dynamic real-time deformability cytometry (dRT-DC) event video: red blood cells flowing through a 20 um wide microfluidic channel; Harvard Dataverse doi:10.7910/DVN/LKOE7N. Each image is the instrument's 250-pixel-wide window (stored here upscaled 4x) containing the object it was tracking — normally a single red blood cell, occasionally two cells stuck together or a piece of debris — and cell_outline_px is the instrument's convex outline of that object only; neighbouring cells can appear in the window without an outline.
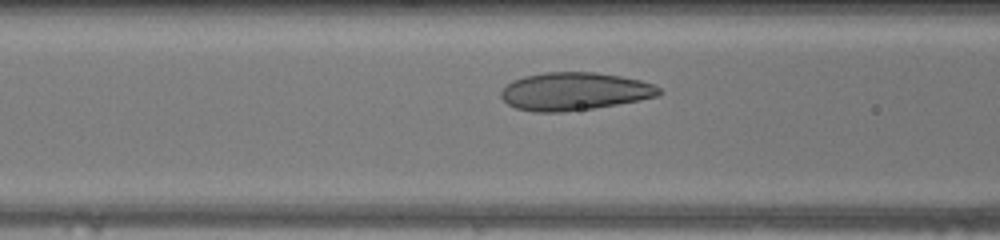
{"species": "human", "species_latin": "Homo sapiens", "temperature_condition": "warm", "stored_images_in_passage": 15, "camera_frame_rate_fps": 3000, "um_per_image_px": 0.085, "donor": {"sex": "female"}, "frame": {"image": 1, "passage_image": 7, "time_ms": 2.0, "image_size_px": [1000, 240], "cell_outline_px": [[660, 96], [640, 100], [592, 108], [560, 112], [536, 112], [516, 108], [508, 104], [500, 96], [500, 92], [512, 80], [524, 76], [544, 72], [592, 72], [620, 76], [640, 80], [652, 84], [660, 88]], "centroid_in_image_um": [48.81, 7.76], "position_along_channel_um": 117.8, "area_um2": 34.68}}
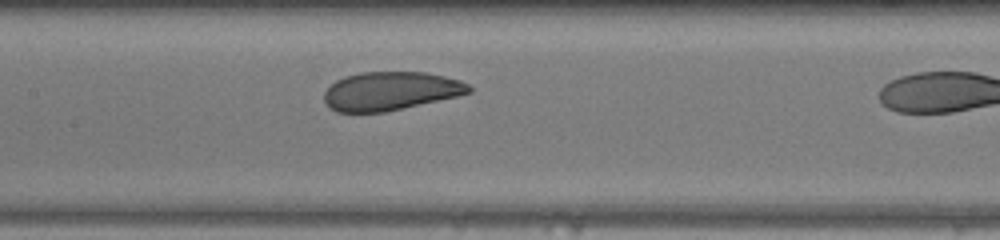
{"frame": {"image": 2, "passage_image": 11, "time_ms": 3.333, "image_size_px": [1000, 240], "cell_outline_px": [[472, 92], [456, 96], [384, 112], [336, 112], [328, 108], [324, 104], [324, 92], [336, 80], [344, 76], [360, 72], [424, 72], [444, 76], [460, 80], [468, 84], [472, 88]], "centroid_in_image_um": [33.15, 7.73], "position_along_channel_um": 174.3, "area_um2": 32.48}}